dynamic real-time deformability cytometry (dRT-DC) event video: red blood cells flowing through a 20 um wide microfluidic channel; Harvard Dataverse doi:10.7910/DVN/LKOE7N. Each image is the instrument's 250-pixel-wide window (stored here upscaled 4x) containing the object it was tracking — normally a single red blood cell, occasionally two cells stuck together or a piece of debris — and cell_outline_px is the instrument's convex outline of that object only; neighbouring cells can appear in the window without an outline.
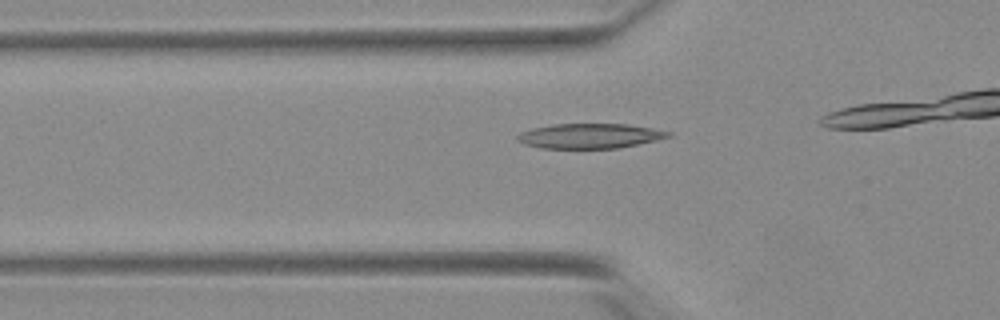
{"species": "Egyptian fruit bat (a non-hibernating species)", "species_latin": "Rousettus aegyptiacus", "temperature_condition": "warm", "stored_images_in_passage": 19, "camera_frame_rate_fps": 3000, "um_per_image_px": 0.085, "animal": {"sex": "female"}, "frame": {"image": 1, "passage_image": 14, "time_ms": 4.333, "image_size_px": [1000, 320], "cell_outline_px": [[672, 136], [636, 144], [616, 148], [540, 148], [524, 144], [516, 140], [516, 136], [520, 132], [532, 128], [552, 124], [628, 124], [672, 132]], "centroid_in_image_um": [50.07, 11.55], "position_along_channel_um": 75.7, "area_um2": 21.73}}